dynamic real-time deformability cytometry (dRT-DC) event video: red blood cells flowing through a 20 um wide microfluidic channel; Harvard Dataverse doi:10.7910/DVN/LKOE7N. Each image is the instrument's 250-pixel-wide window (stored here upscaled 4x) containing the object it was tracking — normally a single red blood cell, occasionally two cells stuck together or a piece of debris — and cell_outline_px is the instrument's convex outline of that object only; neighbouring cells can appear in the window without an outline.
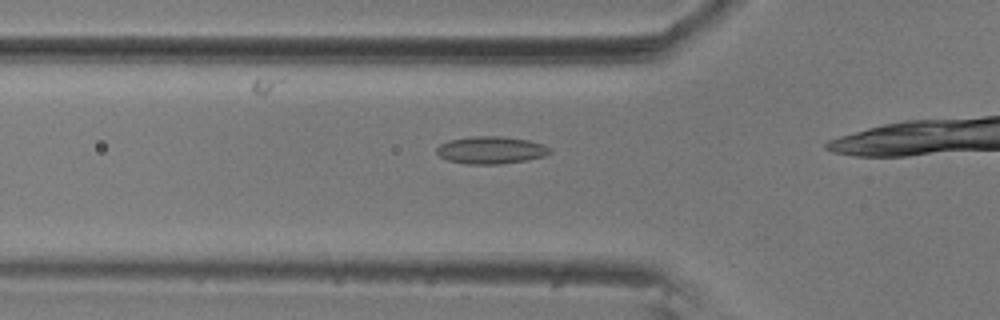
{"species": "common noctule bat (a hibernating species)", "species_latin": "Nyctalus noctula", "temperature_condition": "room temperature", "stored_images_in_passage": 18, "camera_frame_rate_fps": 3000, "um_per_image_px": 0.085, "animal": {"sex": "male", "body_mass_g": 20.5, "forearm_length_mm": 52.5}, "frame": {"image": 1, "passage_image": 13, "time_ms": 4.0, "image_size_px": [1000, 320], "cell_outline_px": [[552, 152], [544, 156], [528, 160], [500, 164], [468, 164], [448, 160], [440, 156], [436, 152], [436, 148], [440, 144], [448, 140], [472, 136], [500, 136], [528, 140], [544, 144], [552, 148]], "centroid_in_image_um": [41.76, 12.75], "position_along_channel_um": 84.0, "area_um2": 18.21}}
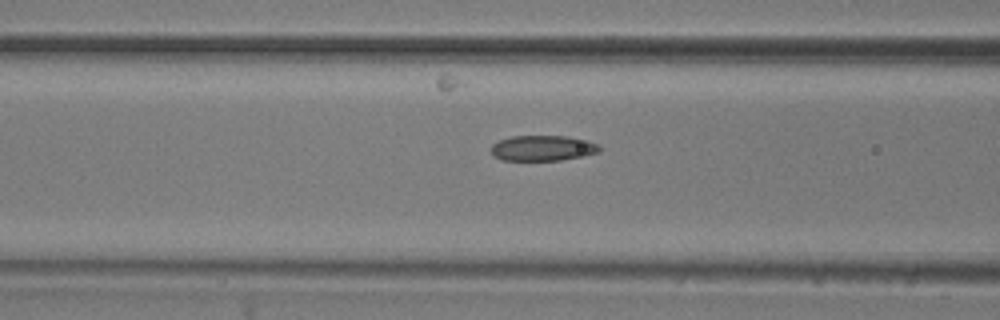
{"frame": {"image": 2, "passage_image": 16, "time_ms": 5.0, "image_size_px": [1000, 320], "cell_outline_px": [[600, 152], [584, 156], [560, 160], [500, 160], [492, 156], [492, 144], [500, 140], [512, 136], [568, 136], [588, 140], [600, 144]], "centroid_in_image_um": [46.16, 12.59], "position_along_channel_um": 120.4, "area_um2": 16.24}}